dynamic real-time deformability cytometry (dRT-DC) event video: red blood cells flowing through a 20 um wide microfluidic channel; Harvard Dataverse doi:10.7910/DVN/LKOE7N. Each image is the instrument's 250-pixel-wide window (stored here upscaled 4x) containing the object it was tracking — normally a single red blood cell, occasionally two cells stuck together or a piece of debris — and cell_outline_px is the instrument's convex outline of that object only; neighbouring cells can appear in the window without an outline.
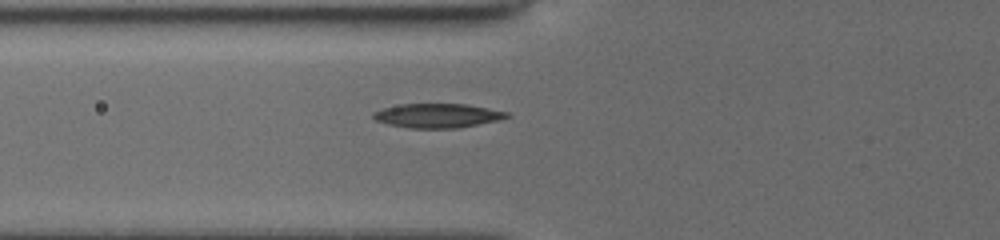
{"species": "common noctule bat (a hibernating species)", "species_latin": "Nyctalus noctula", "temperature_condition": "cold", "stored_images_in_passage": 37, "camera_frame_rate_fps": 3000, "um_per_image_px": 0.085, "animal": {"sex": "female", "body_mass_g": 19.5, "forearm_length_mm": 54.1}, "frame": {"image": 1, "passage_image": 5, "time_ms": 1.333, "image_size_px": [1000, 240], "cell_outline_px": [[508, 116], [496, 120], [456, 128], [412, 128], [388, 124], [376, 120], [372, 116], [372, 112], [384, 108], [400, 104], [464, 104], [508, 112]], "centroid_in_image_um": [37.11, 9.82], "position_along_channel_um": 88.7, "area_um2": 18.38}}
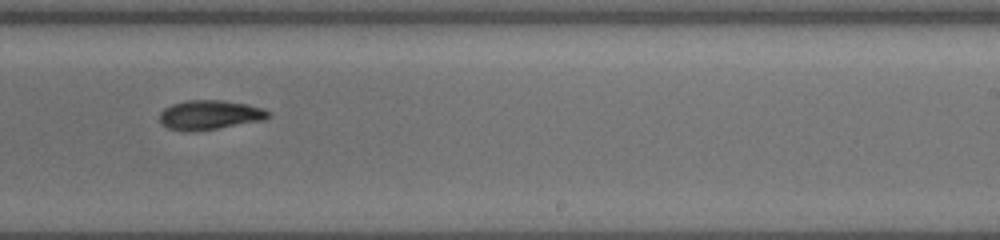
{"frame": {"image": 2, "passage_image": 19, "time_ms": 6.0, "image_size_px": [1000, 240], "cell_outline_px": [[272, 116], [264, 120], [216, 128], [168, 128], [160, 120], [160, 112], [164, 108], [172, 104], [184, 100], [224, 100], [248, 104], [264, 108], [272, 112]], "centroid_in_image_um": [17.94, 9.7], "position_along_channel_um": 271.1, "area_um2": 18.03}}
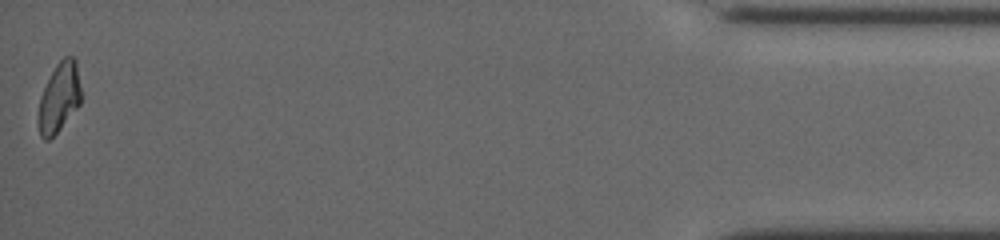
{"frame": {"image": 3, "passage_image": 37, "time_ms": 12.0, "image_size_px": [1000, 240], "cell_outline_px": [[80, 104], [60, 128], [48, 140], [44, 140], [40, 136], [40, 96], [56, 64], [64, 56], [72, 56], [76, 60], [80, 88]], "centroid_in_image_um": [5.05, 8.24], "position_along_channel_um": 430.1, "area_um2": 16.65}, "authors_computed_cell_mechanics": {"area_um2": 18.5538, "velocity_mm_per_s": 3.9148, "shape_relaxation_time_tau1_ms": 6.7127, "shape_relaxation_time_tau2_ms": 4.8173, "deformation_change_tau1": 0.1856, "deformation_change_tau2": 0.0902}}